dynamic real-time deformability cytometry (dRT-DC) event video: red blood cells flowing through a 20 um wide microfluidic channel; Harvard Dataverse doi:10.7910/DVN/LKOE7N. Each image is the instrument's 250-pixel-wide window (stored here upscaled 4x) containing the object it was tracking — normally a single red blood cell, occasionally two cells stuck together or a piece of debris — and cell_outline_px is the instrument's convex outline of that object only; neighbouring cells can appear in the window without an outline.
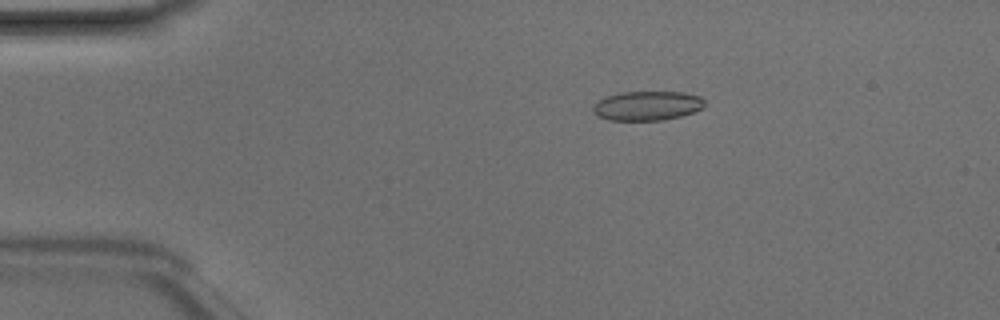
{"species": "Egyptian fruit bat (a non-hibernating species)", "species_latin": "Rousettus aegyptiacus", "temperature_condition": "room temperature", "stored_images_in_passage": 48, "camera_frame_rate_fps": 3000, "um_per_image_px": 0.085, "animal": {"sex": "male"}, "frame": {"image": 1, "passage_image": 9, "time_ms": 2.667, "image_size_px": [1000, 320], "cell_outline_px": [[704, 108], [680, 116], [664, 120], [608, 120], [596, 116], [592, 112], [592, 108], [604, 96], [620, 92], [684, 92], [700, 96], [704, 100]], "centroid_in_image_um": [55.0, 8.99], "position_along_channel_um": 30.0, "area_um2": 19.19}}
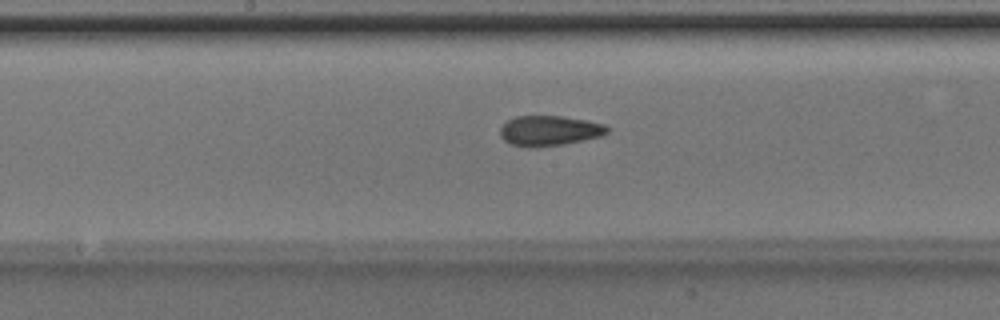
{"frame": {"image": 2, "passage_image": 25, "time_ms": 8.0, "image_size_px": [1000, 320], "cell_outline_px": [[608, 132], [600, 136], [564, 144], [536, 148], [512, 144], [504, 140], [500, 136], [500, 128], [508, 120], [516, 116], [564, 116], [588, 120], [604, 124], [608, 128]], "centroid_in_image_um": [46.69, 11.1], "position_along_channel_um": 201.5, "area_um2": 18.79}}
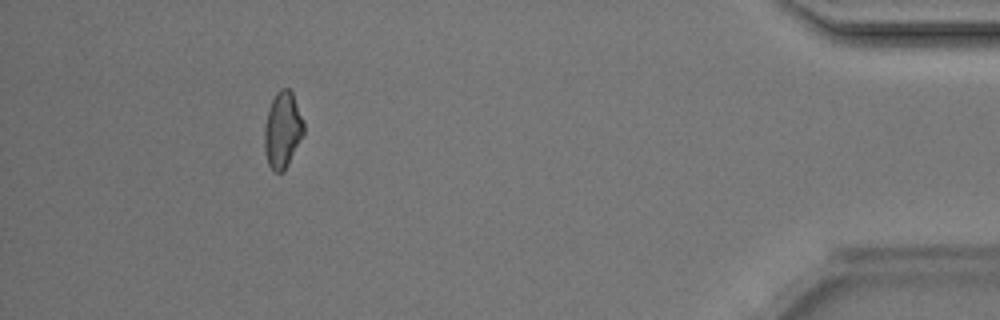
{"frame": {"image": 3, "passage_image": 44, "time_ms": 14.333, "image_size_px": [1000, 320], "cell_outline_px": [[304, 132], [284, 172], [272, 172], [268, 164], [264, 152], [264, 128], [268, 108], [276, 92], [280, 88], [288, 88], [292, 92], [304, 124]], "centroid_in_image_um": [23.99, 11.06], "position_along_channel_um": 411.2, "area_um2": 17.46}, "authors_computed_cell_mechanics": {"area_um2": 18.4382, "velocity_mm_per_s": 4.2278, "shape_relaxation_time_tau1_ms": 5.1662, "shape_relaxation_time_tau2_ms": 2.0468, "deformation_change_tau1": 0.1464, "deformation_change_tau2": 0.0818}}